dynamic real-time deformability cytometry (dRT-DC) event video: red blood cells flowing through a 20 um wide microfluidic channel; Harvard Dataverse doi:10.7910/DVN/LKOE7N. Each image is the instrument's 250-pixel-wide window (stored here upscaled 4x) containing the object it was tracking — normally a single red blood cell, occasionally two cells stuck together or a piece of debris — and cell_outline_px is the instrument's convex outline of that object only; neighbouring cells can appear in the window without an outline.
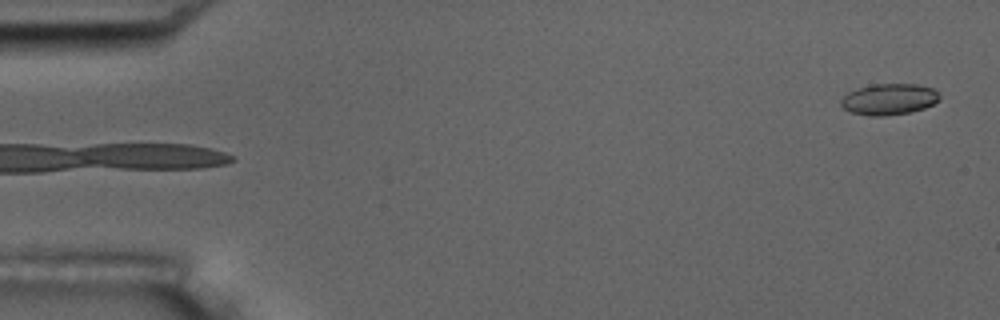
{"species": "common noctule bat (a hibernating species)", "species_latin": "Nyctalus noctula", "temperature_condition": "room temperature", "stored_images_in_passage": 4, "camera_frame_rate_fps": 3000, "um_per_image_px": 0.085, "animal": {"sex": "male", "body_mass_g": 17.5, "forearm_length_mm": 52.3}, "frame": {"image": 1, "passage_image": 4, "time_ms": 3.333, "image_size_px": [1000, 320], "cell_outline_px": [[940, 100], [924, 108], [912, 112], [884, 116], [868, 116], [852, 112], [844, 108], [840, 104], [840, 100], [848, 92], [872, 84], [916, 84], [932, 88], [940, 96]], "centroid_in_image_um": [75.57, 8.44], "position_along_channel_um": 9.4, "area_um2": 17.86}}